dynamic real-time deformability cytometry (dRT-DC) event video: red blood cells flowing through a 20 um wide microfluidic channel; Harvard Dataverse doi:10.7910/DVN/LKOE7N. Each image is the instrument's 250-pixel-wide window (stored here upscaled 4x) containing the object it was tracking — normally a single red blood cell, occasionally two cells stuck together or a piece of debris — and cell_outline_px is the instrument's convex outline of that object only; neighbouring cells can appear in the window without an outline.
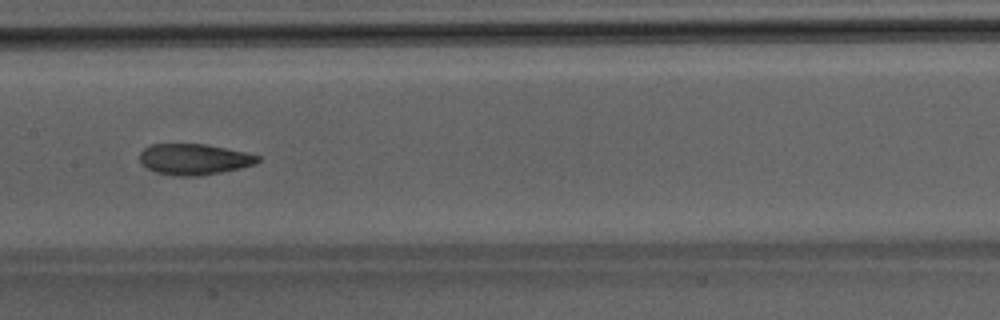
{"species": "Egyptian fruit bat (a non-hibernating species)", "species_latin": "Rousettus aegyptiacus", "temperature_condition": "room temperature", "stored_images_in_passage": 36, "camera_frame_rate_fps": 3000, "um_per_image_px": 0.085, "animal": {"sex": "male"}, "frame": {"image": 1, "passage_image": 11, "time_ms": 3.333, "image_size_px": [1000, 320], "cell_outline_px": [[260, 160], [256, 164], [240, 168], [200, 176], [172, 176], [156, 172], [148, 168], [140, 160], [140, 152], [144, 148], [152, 144], [204, 144], [248, 152], [260, 156]], "centroid_in_image_um": [16.53, 13.54], "position_along_channel_um": 190.9, "area_um2": 21.33}}
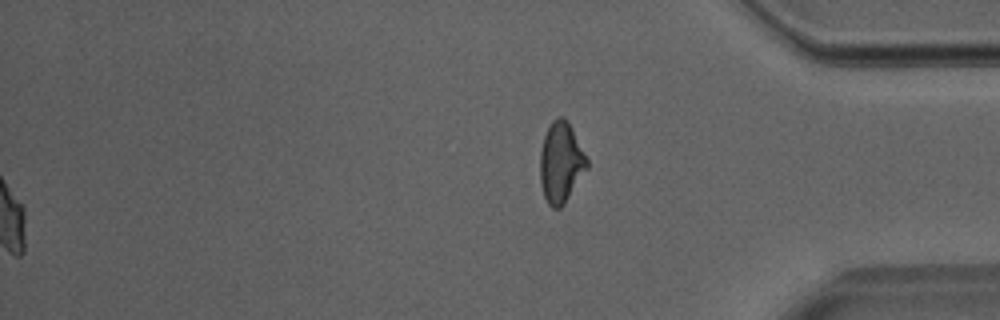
{"frame": {"image": 2, "passage_image": 36, "time_ms": 11.667, "image_size_px": [1000, 320], "cell_outline_px": [[588, 168], [564, 204], [560, 208], [552, 208], [548, 204], [544, 196], [540, 184], [540, 152], [544, 136], [552, 120], [556, 116], [560, 116], [568, 120], [588, 160]], "centroid_in_image_um": [47.67, 13.81], "position_along_channel_um": 387.5, "area_um2": 22.08}}